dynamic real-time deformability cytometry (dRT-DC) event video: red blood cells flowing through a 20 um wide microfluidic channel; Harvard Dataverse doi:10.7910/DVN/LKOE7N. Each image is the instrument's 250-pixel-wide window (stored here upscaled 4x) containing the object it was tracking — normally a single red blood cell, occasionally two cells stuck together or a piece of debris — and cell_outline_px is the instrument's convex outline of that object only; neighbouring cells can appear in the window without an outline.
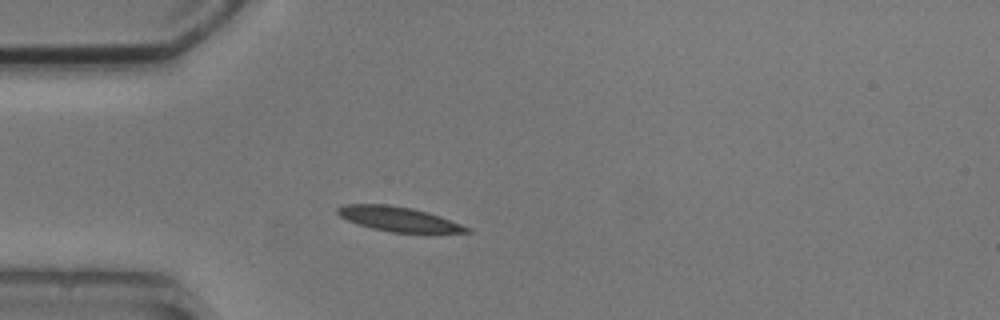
{"species": "common noctule bat (a hibernating species)", "species_latin": "Nyctalus noctula", "temperature_condition": "cold", "stored_images_in_passage": 2, "camera_frame_rate_fps": 3000, "um_per_image_px": 0.085, "animal": {"sex": "male", "body_mass_g": 20.5, "forearm_length_mm": 52.5}, "frame": {"image": 1, "passage_image": 1, "time_ms": 0.0, "image_size_px": [1000, 320], "cell_outline_px": [[472, 232], [392, 232], [372, 228], [356, 224], [340, 216], [336, 212], [336, 208], [344, 204], [388, 204], [412, 208], [428, 212], [440, 216], [472, 228]], "centroid_in_image_um": [33.85, 18.6], "position_along_channel_um": 51.1, "area_um2": 18.44}}